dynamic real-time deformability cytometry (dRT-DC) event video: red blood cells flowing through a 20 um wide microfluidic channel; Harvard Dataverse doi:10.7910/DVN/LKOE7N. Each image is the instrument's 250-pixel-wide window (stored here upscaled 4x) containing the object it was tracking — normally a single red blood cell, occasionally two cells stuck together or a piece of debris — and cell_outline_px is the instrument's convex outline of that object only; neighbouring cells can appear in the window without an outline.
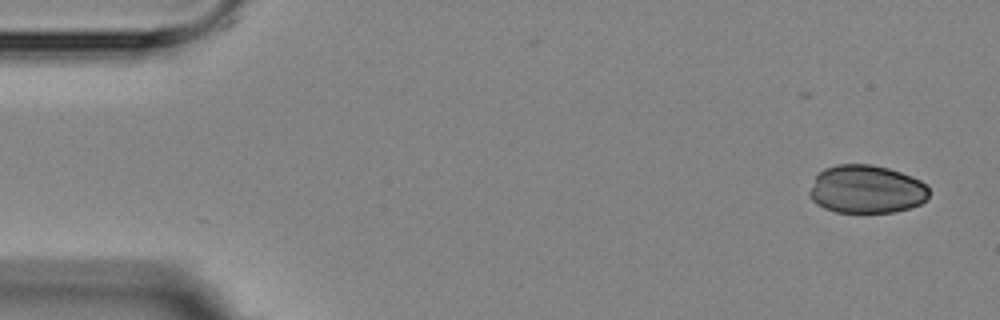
{"species": "Egyptian fruit bat (a non-hibernating species)", "species_latin": "Rousettus aegyptiacus", "temperature_condition": "room temperature", "stored_images_in_passage": 5, "camera_frame_rate_fps": 3000, "um_per_image_px": 0.085, "animal": {"sex": "female"}, "frame": {"image": 1, "passage_image": 1, "time_ms": 0.0, "image_size_px": [1000, 320], "cell_outline_px": [[928, 196], [920, 204], [908, 208], [892, 212], [836, 212], [824, 208], [816, 204], [812, 200], [808, 192], [816, 176], [824, 168], [836, 164], [872, 164], [888, 168], [912, 176], [920, 180], [928, 188]], "centroid_in_image_um": [73.62, 16.08], "position_along_channel_um": 11.4, "area_um2": 33.52}}
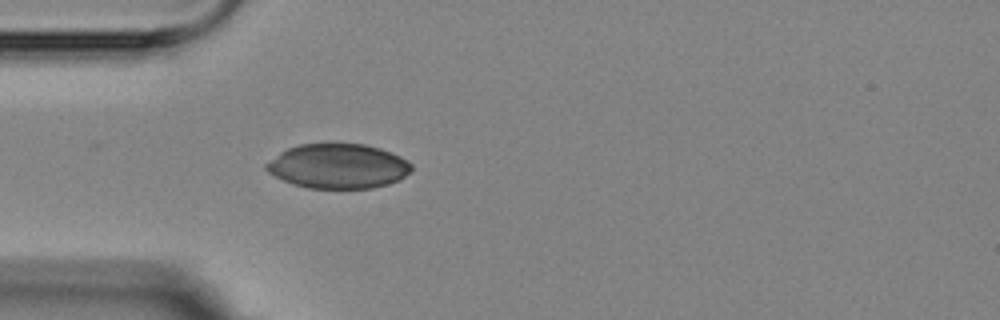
{"frame": {"image": 2, "passage_image": 5, "time_ms": 4.333, "image_size_px": [1000, 320], "cell_outline_px": [[412, 172], [400, 180], [388, 184], [372, 188], [308, 188], [292, 184], [268, 172], [264, 168], [264, 164], [280, 152], [288, 148], [300, 144], [364, 144], [380, 148], [400, 156], [408, 160], [412, 164]], "centroid_in_image_um": [28.76, 14.13], "position_along_channel_um": 56.2, "area_um2": 37.92}}